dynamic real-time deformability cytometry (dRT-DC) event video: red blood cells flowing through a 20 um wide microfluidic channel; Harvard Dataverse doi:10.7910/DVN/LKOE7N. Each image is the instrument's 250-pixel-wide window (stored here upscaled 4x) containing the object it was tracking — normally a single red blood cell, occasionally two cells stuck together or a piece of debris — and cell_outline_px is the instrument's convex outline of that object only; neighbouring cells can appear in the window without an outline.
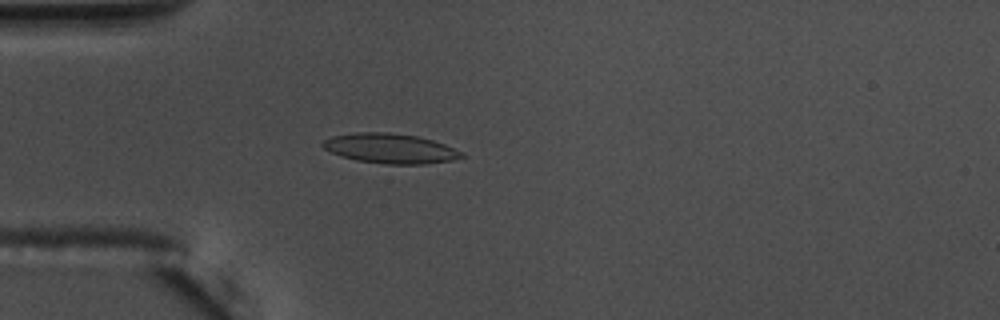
{"species": "common noctule bat (a hibernating species)", "species_latin": "Nyctalus noctula", "temperature_condition": "warm", "stored_images_in_passage": 48, "camera_frame_rate_fps": 3000, "um_per_image_px": 0.085, "animal": {"sex": "male", "body_mass_g": 17.5, "forearm_length_mm": 52.3}, "frame": {"image": 1, "passage_image": 8, "time_ms": 2.333, "image_size_px": [1000, 320], "cell_outline_px": [[464, 156], [452, 160], [424, 164], [384, 164], [356, 160], [340, 156], [324, 148], [320, 144], [324, 140], [332, 136], [356, 132], [388, 132], [416, 136], [432, 140], [444, 144], [464, 152]], "centroid_in_image_um": [33.16, 12.62], "position_along_channel_um": 51.8, "area_um2": 24.1}}
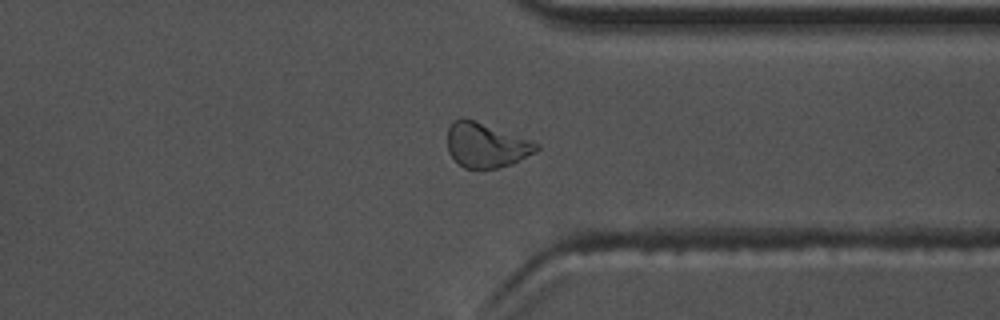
{"frame": {"image": 2, "passage_image": 35, "time_ms": 11.333, "image_size_px": [1000, 320], "cell_outline_px": [[540, 148], [536, 152], [512, 164], [496, 168], [464, 168], [448, 152], [448, 128], [456, 120], [464, 116], [532, 140], [540, 144]], "centroid_in_image_um": [41.35, 12.32], "position_along_channel_um": 370.0, "area_um2": 23.18}}
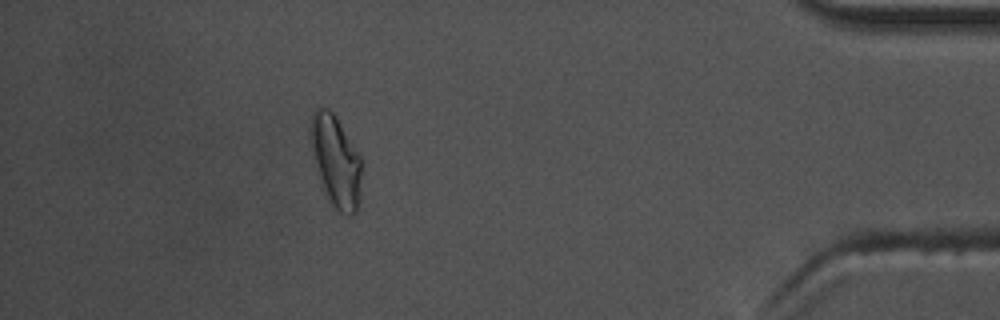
{"frame": {"image": 3, "passage_image": 42, "time_ms": 13.667, "image_size_px": [1000, 320], "cell_outline_px": [[360, 204], [356, 212], [352, 216], [348, 216], [340, 212], [332, 204], [316, 172], [308, 132], [308, 128], [312, 112], [316, 104], [328, 108], [336, 116], [360, 156]], "centroid_in_image_um": [28.5, 13.63], "position_along_channel_um": 406.7, "area_um2": 27.51}, "authors_computed_cell_mechanics": {"area_um2": 23.1778, "velocity_mm_per_s": 3.6624, "shape_relaxation_time_tau1_ms": 6.2131, "shape_relaxation_time_tau2_ms": 2.9487, "deformation_change_tau1": 0.1691, "deformation_change_tau2": 0.0918}}